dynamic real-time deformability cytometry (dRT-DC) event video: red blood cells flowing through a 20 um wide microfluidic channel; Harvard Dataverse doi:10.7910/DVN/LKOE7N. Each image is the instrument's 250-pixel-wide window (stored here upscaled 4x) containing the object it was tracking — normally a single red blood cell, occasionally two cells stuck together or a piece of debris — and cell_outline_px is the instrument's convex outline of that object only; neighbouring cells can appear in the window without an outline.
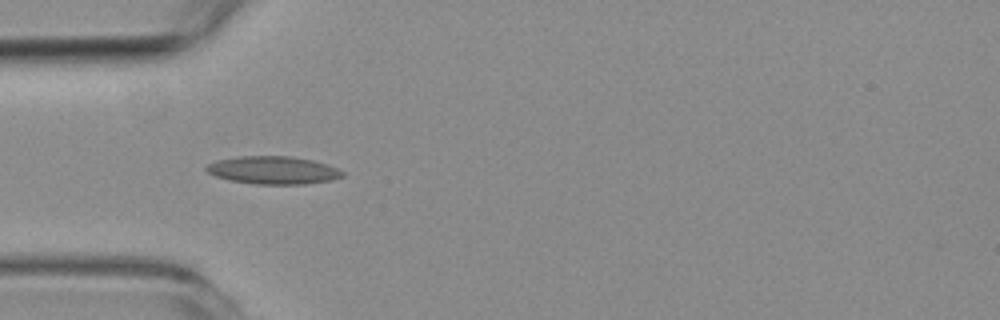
{"species": "common noctule bat (a hibernating species)", "species_latin": "Nyctalus noctula", "temperature_condition": "room temperature", "stored_images_in_passage": 14, "camera_frame_rate_fps": 3000, "um_per_image_px": 0.085, "animal": {"sex": "female", "body_mass_g": 19.3, "forearm_length_mm": 54.1}, "frame": {"image": 1, "passage_image": 1, "time_ms": 0.0, "image_size_px": [1000, 320], "cell_outline_px": [[344, 176], [328, 180], [304, 184], [256, 184], [228, 180], [216, 176], [208, 172], [204, 168], [208, 164], [216, 160], [236, 156], [292, 156], [312, 160], [328, 164], [344, 172]], "centroid_in_image_um": [23.19, 14.46], "position_along_channel_um": 61.8, "area_um2": 22.08}}
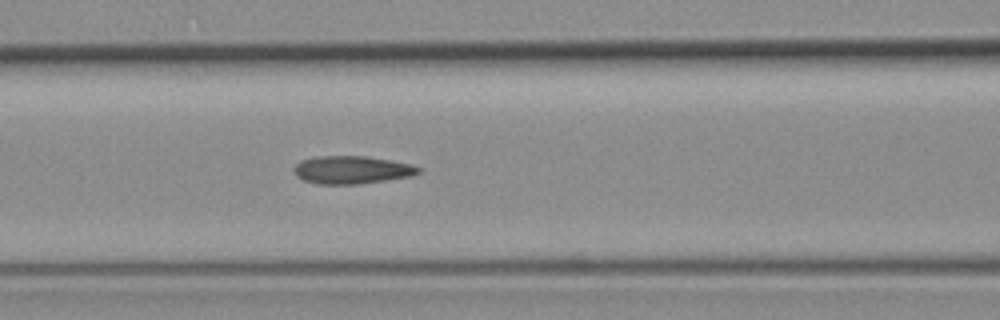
{"frame": {"image": 2, "passage_image": 7, "time_ms": 2.0, "image_size_px": [1000, 320], "cell_outline_px": [[420, 172], [412, 176], [356, 184], [316, 184], [304, 180], [296, 176], [292, 168], [300, 160], [316, 156], [368, 156], [412, 164], [420, 168]], "centroid_in_image_um": [29.87, 14.43], "position_along_channel_um": 136.7, "area_um2": 20.29}}
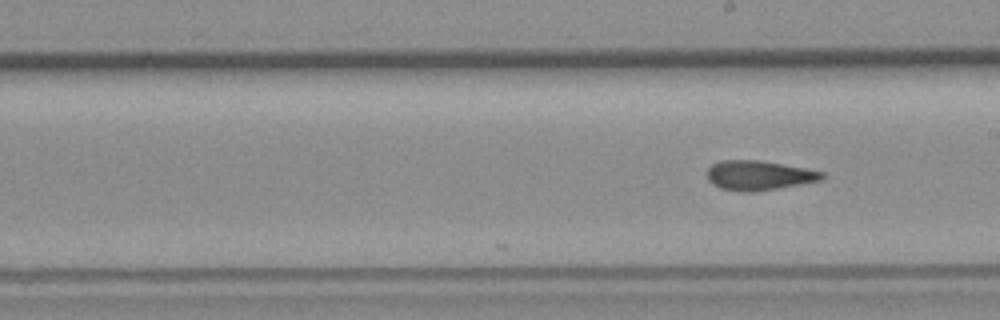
{"frame": {"image": 3, "passage_image": 14, "time_ms": 4.333, "image_size_px": [1000, 320], "cell_outline_px": [[824, 176], [820, 180], [776, 188], [752, 192], [740, 192], [720, 188], [712, 184], [708, 180], [708, 168], [712, 164], [720, 160], [760, 160], [804, 168], [824, 172]], "centroid_in_image_um": [64.44, 14.9], "position_along_channel_um": 224.6, "area_um2": 19.59}}